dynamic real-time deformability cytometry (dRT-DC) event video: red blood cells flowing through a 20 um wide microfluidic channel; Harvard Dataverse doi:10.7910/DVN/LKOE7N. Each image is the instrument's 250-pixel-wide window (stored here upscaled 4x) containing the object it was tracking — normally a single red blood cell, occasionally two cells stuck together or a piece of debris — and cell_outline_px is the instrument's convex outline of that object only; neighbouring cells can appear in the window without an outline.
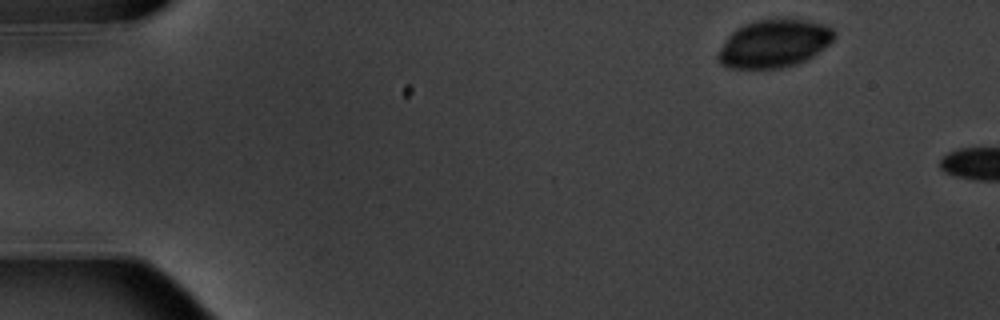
{"species": "common noctule bat (a hibernating species)", "species_latin": "Nyctalus noctula", "temperature_condition": "warm", "stored_images_in_passage": 2, "camera_frame_rate_fps": 3000, "um_per_image_px": 0.085, "animal": {"sex": "male", "body_mass_g": 20.1, "forearm_length_mm": 53.5}, "frame": {"image": 1, "passage_image": 1, "time_ms": 0.0, "image_size_px": [1000, 320], "cell_outline_px": [[836, 36], [824, 48], [812, 56], [796, 64], [780, 68], [732, 68], [716, 60], [716, 56], [720, 48], [728, 36], [736, 28], [744, 24], [756, 20], [808, 20], [824, 24], [832, 28], [836, 32]], "centroid_in_image_um": [65.79, 3.7], "position_along_channel_um": 19.2, "area_um2": 32.08}}